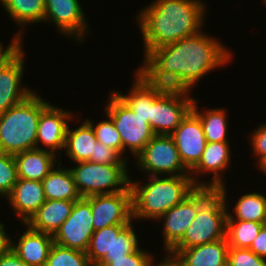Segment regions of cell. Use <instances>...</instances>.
Instances as JSON below:
<instances>
[{"mask_svg":"<svg viewBox=\"0 0 266 266\" xmlns=\"http://www.w3.org/2000/svg\"><path fill=\"white\" fill-rule=\"evenodd\" d=\"M229 50V51H228ZM232 51L199 31L151 50L137 70L149 83L190 92L210 71L229 63Z\"/></svg>","mask_w":266,"mask_h":266,"instance_id":"obj_1","label":"cell"},{"mask_svg":"<svg viewBox=\"0 0 266 266\" xmlns=\"http://www.w3.org/2000/svg\"><path fill=\"white\" fill-rule=\"evenodd\" d=\"M206 7L201 0H154L136 16L144 44V57L153 49L197 34Z\"/></svg>","mask_w":266,"mask_h":266,"instance_id":"obj_2","label":"cell"},{"mask_svg":"<svg viewBox=\"0 0 266 266\" xmlns=\"http://www.w3.org/2000/svg\"><path fill=\"white\" fill-rule=\"evenodd\" d=\"M147 178L149 182L143 183L144 185L130 178L133 221L147 218L159 221L165 212L182 202L197 188L190 175Z\"/></svg>","mask_w":266,"mask_h":266,"instance_id":"obj_3","label":"cell"},{"mask_svg":"<svg viewBox=\"0 0 266 266\" xmlns=\"http://www.w3.org/2000/svg\"><path fill=\"white\" fill-rule=\"evenodd\" d=\"M50 103L37 93L0 115V152L15 155L36 148L41 112Z\"/></svg>","mask_w":266,"mask_h":266,"instance_id":"obj_4","label":"cell"},{"mask_svg":"<svg viewBox=\"0 0 266 266\" xmlns=\"http://www.w3.org/2000/svg\"><path fill=\"white\" fill-rule=\"evenodd\" d=\"M226 192V185H222L201 205L181 241L173 249H189L226 238L229 210Z\"/></svg>","mask_w":266,"mask_h":266,"instance_id":"obj_5","label":"cell"},{"mask_svg":"<svg viewBox=\"0 0 266 266\" xmlns=\"http://www.w3.org/2000/svg\"><path fill=\"white\" fill-rule=\"evenodd\" d=\"M71 167L77 191L81 197L125 191L130 186L127 164L76 162Z\"/></svg>","mask_w":266,"mask_h":266,"instance_id":"obj_6","label":"cell"},{"mask_svg":"<svg viewBox=\"0 0 266 266\" xmlns=\"http://www.w3.org/2000/svg\"><path fill=\"white\" fill-rule=\"evenodd\" d=\"M108 104L104 108L122 141V157L128 148L135 158L143 151L146 144L155 136L150 124L134 111L114 91L110 93Z\"/></svg>","mask_w":266,"mask_h":266,"instance_id":"obj_7","label":"cell"},{"mask_svg":"<svg viewBox=\"0 0 266 266\" xmlns=\"http://www.w3.org/2000/svg\"><path fill=\"white\" fill-rule=\"evenodd\" d=\"M135 159L137 168L148 176L190 175L171 135H155Z\"/></svg>","mask_w":266,"mask_h":266,"instance_id":"obj_8","label":"cell"},{"mask_svg":"<svg viewBox=\"0 0 266 266\" xmlns=\"http://www.w3.org/2000/svg\"><path fill=\"white\" fill-rule=\"evenodd\" d=\"M215 188L197 187L182 202L165 212L159 219L164 221V250L167 254L181 241L187 228L198 214L201 205L216 191Z\"/></svg>","mask_w":266,"mask_h":266,"instance_id":"obj_9","label":"cell"},{"mask_svg":"<svg viewBox=\"0 0 266 266\" xmlns=\"http://www.w3.org/2000/svg\"><path fill=\"white\" fill-rule=\"evenodd\" d=\"M188 93L184 90L166 88L153 101L151 128L155 135H171L192 110L195 98Z\"/></svg>","mask_w":266,"mask_h":266,"instance_id":"obj_10","label":"cell"},{"mask_svg":"<svg viewBox=\"0 0 266 266\" xmlns=\"http://www.w3.org/2000/svg\"><path fill=\"white\" fill-rule=\"evenodd\" d=\"M94 231L91 203L81 197L74 202L70 216L53 235V240L58 245L86 252Z\"/></svg>","mask_w":266,"mask_h":266,"instance_id":"obj_11","label":"cell"},{"mask_svg":"<svg viewBox=\"0 0 266 266\" xmlns=\"http://www.w3.org/2000/svg\"><path fill=\"white\" fill-rule=\"evenodd\" d=\"M91 203L94 230L111 225H128L132 221V192L130 186L119 193L85 197Z\"/></svg>","mask_w":266,"mask_h":266,"instance_id":"obj_12","label":"cell"},{"mask_svg":"<svg viewBox=\"0 0 266 266\" xmlns=\"http://www.w3.org/2000/svg\"><path fill=\"white\" fill-rule=\"evenodd\" d=\"M24 51L20 48L0 65V115L23 102L34 93L22 84L24 76Z\"/></svg>","mask_w":266,"mask_h":266,"instance_id":"obj_13","label":"cell"},{"mask_svg":"<svg viewBox=\"0 0 266 266\" xmlns=\"http://www.w3.org/2000/svg\"><path fill=\"white\" fill-rule=\"evenodd\" d=\"M85 17L79 0H45L44 23H54L62 34L74 37L78 43L89 32Z\"/></svg>","mask_w":266,"mask_h":266,"instance_id":"obj_14","label":"cell"},{"mask_svg":"<svg viewBox=\"0 0 266 266\" xmlns=\"http://www.w3.org/2000/svg\"><path fill=\"white\" fill-rule=\"evenodd\" d=\"M171 136L182 163L191 171L200 161L207 144L200 119L190 111Z\"/></svg>","mask_w":266,"mask_h":266,"instance_id":"obj_15","label":"cell"},{"mask_svg":"<svg viewBox=\"0 0 266 266\" xmlns=\"http://www.w3.org/2000/svg\"><path fill=\"white\" fill-rule=\"evenodd\" d=\"M73 113L49 104L40 114L37 127L36 148L58 153L65 149L68 123L74 120ZM70 120V121H69ZM40 147H39V146ZM43 145L46 148H42Z\"/></svg>","mask_w":266,"mask_h":266,"instance_id":"obj_16","label":"cell"},{"mask_svg":"<svg viewBox=\"0 0 266 266\" xmlns=\"http://www.w3.org/2000/svg\"><path fill=\"white\" fill-rule=\"evenodd\" d=\"M230 143L229 142H207L202 157L198 164L190 171V176L197 187H209L218 189L225 184L222 176L224 171L230 167ZM202 173H213L211 181L199 182L198 175ZM192 174V175H191ZM194 174V176H193Z\"/></svg>","mask_w":266,"mask_h":266,"instance_id":"obj_17","label":"cell"},{"mask_svg":"<svg viewBox=\"0 0 266 266\" xmlns=\"http://www.w3.org/2000/svg\"><path fill=\"white\" fill-rule=\"evenodd\" d=\"M227 238L189 249H172L165 255L174 266H227Z\"/></svg>","mask_w":266,"mask_h":266,"instance_id":"obj_18","label":"cell"},{"mask_svg":"<svg viewBox=\"0 0 266 266\" xmlns=\"http://www.w3.org/2000/svg\"><path fill=\"white\" fill-rule=\"evenodd\" d=\"M14 213L26 224L45 203L42 181L18 178L10 194L6 197Z\"/></svg>","mask_w":266,"mask_h":266,"instance_id":"obj_19","label":"cell"},{"mask_svg":"<svg viewBox=\"0 0 266 266\" xmlns=\"http://www.w3.org/2000/svg\"><path fill=\"white\" fill-rule=\"evenodd\" d=\"M15 242L9 238V246L17 256L30 266H46L48 255L54 244L53 235L32 230L28 225Z\"/></svg>","mask_w":266,"mask_h":266,"instance_id":"obj_20","label":"cell"},{"mask_svg":"<svg viewBox=\"0 0 266 266\" xmlns=\"http://www.w3.org/2000/svg\"><path fill=\"white\" fill-rule=\"evenodd\" d=\"M14 156L18 178L42 181L56 166L57 158L46 149H31Z\"/></svg>","mask_w":266,"mask_h":266,"instance_id":"obj_21","label":"cell"},{"mask_svg":"<svg viewBox=\"0 0 266 266\" xmlns=\"http://www.w3.org/2000/svg\"><path fill=\"white\" fill-rule=\"evenodd\" d=\"M135 81L128 95L115 91L118 96L151 126V107L153 101L166 89V87L149 83L138 71L135 72Z\"/></svg>","mask_w":266,"mask_h":266,"instance_id":"obj_22","label":"cell"},{"mask_svg":"<svg viewBox=\"0 0 266 266\" xmlns=\"http://www.w3.org/2000/svg\"><path fill=\"white\" fill-rule=\"evenodd\" d=\"M75 201L46 200L26 223L32 230L54 235L70 216Z\"/></svg>","mask_w":266,"mask_h":266,"instance_id":"obj_23","label":"cell"},{"mask_svg":"<svg viewBox=\"0 0 266 266\" xmlns=\"http://www.w3.org/2000/svg\"><path fill=\"white\" fill-rule=\"evenodd\" d=\"M96 142L95 132L86 120L74 130L68 125L64 152L74 163L89 161Z\"/></svg>","mask_w":266,"mask_h":266,"instance_id":"obj_24","label":"cell"},{"mask_svg":"<svg viewBox=\"0 0 266 266\" xmlns=\"http://www.w3.org/2000/svg\"><path fill=\"white\" fill-rule=\"evenodd\" d=\"M58 166V167H57ZM42 180L46 200L77 201L81 198L69 168L58 165Z\"/></svg>","mask_w":266,"mask_h":266,"instance_id":"obj_25","label":"cell"},{"mask_svg":"<svg viewBox=\"0 0 266 266\" xmlns=\"http://www.w3.org/2000/svg\"><path fill=\"white\" fill-rule=\"evenodd\" d=\"M5 12L21 30L15 34L22 41V26L44 21L45 0H0ZM20 31V32H19Z\"/></svg>","mask_w":266,"mask_h":266,"instance_id":"obj_26","label":"cell"},{"mask_svg":"<svg viewBox=\"0 0 266 266\" xmlns=\"http://www.w3.org/2000/svg\"><path fill=\"white\" fill-rule=\"evenodd\" d=\"M198 101L194 99L192 104V112L200 119L206 142H229L227 139V115L225 109H207L199 111L197 107Z\"/></svg>","mask_w":266,"mask_h":266,"instance_id":"obj_27","label":"cell"},{"mask_svg":"<svg viewBox=\"0 0 266 266\" xmlns=\"http://www.w3.org/2000/svg\"><path fill=\"white\" fill-rule=\"evenodd\" d=\"M235 217L228 211L227 220L266 223V196L252 192L242 195L234 206Z\"/></svg>","mask_w":266,"mask_h":266,"instance_id":"obj_28","label":"cell"},{"mask_svg":"<svg viewBox=\"0 0 266 266\" xmlns=\"http://www.w3.org/2000/svg\"><path fill=\"white\" fill-rule=\"evenodd\" d=\"M127 225H111L94 231L87 248V256L90 264H98L106 254H112L113 237Z\"/></svg>","mask_w":266,"mask_h":266,"instance_id":"obj_29","label":"cell"},{"mask_svg":"<svg viewBox=\"0 0 266 266\" xmlns=\"http://www.w3.org/2000/svg\"><path fill=\"white\" fill-rule=\"evenodd\" d=\"M265 223L227 220L226 238L229 247L249 249Z\"/></svg>","mask_w":266,"mask_h":266,"instance_id":"obj_30","label":"cell"},{"mask_svg":"<svg viewBox=\"0 0 266 266\" xmlns=\"http://www.w3.org/2000/svg\"><path fill=\"white\" fill-rule=\"evenodd\" d=\"M133 226L130 222L118 236L113 237L112 254H106L98 264L106 266L112 259L123 258L139 248V240Z\"/></svg>","mask_w":266,"mask_h":266,"instance_id":"obj_31","label":"cell"},{"mask_svg":"<svg viewBox=\"0 0 266 266\" xmlns=\"http://www.w3.org/2000/svg\"><path fill=\"white\" fill-rule=\"evenodd\" d=\"M46 266H90L86 252L54 243L50 249Z\"/></svg>","mask_w":266,"mask_h":266,"instance_id":"obj_32","label":"cell"},{"mask_svg":"<svg viewBox=\"0 0 266 266\" xmlns=\"http://www.w3.org/2000/svg\"><path fill=\"white\" fill-rule=\"evenodd\" d=\"M108 120L99 121L94 125L92 120L86 121L92 126L97 141L101 142L106 147L116 150L122 156V141L119 132L109 116H106Z\"/></svg>","mask_w":266,"mask_h":266,"instance_id":"obj_33","label":"cell"},{"mask_svg":"<svg viewBox=\"0 0 266 266\" xmlns=\"http://www.w3.org/2000/svg\"><path fill=\"white\" fill-rule=\"evenodd\" d=\"M18 180L17 166L12 154L0 152V196L7 197Z\"/></svg>","mask_w":266,"mask_h":266,"instance_id":"obj_34","label":"cell"},{"mask_svg":"<svg viewBox=\"0 0 266 266\" xmlns=\"http://www.w3.org/2000/svg\"><path fill=\"white\" fill-rule=\"evenodd\" d=\"M227 266H266V259L249 249L229 247Z\"/></svg>","mask_w":266,"mask_h":266,"instance_id":"obj_35","label":"cell"},{"mask_svg":"<svg viewBox=\"0 0 266 266\" xmlns=\"http://www.w3.org/2000/svg\"><path fill=\"white\" fill-rule=\"evenodd\" d=\"M153 257L139 247L135 252L124 255L123 258L112 259L106 266H157L153 262L155 261Z\"/></svg>","mask_w":266,"mask_h":266,"instance_id":"obj_36","label":"cell"},{"mask_svg":"<svg viewBox=\"0 0 266 266\" xmlns=\"http://www.w3.org/2000/svg\"><path fill=\"white\" fill-rule=\"evenodd\" d=\"M126 159L127 156L122 158L116 150L106 147L101 142L97 141L95 143L94 153L91 155L89 161L100 164H129Z\"/></svg>","mask_w":266,"mask_h":266,"instance_id":"obj_37","label":"cell"},{"mask_svg":"<svg viewBox=\"0 0 266 266\" xmlns=\"http://www.w3.org/2000/svg\"><path fill=\"white\" fill-rule=\"evenodd\" d=\"M258 126L254 132H251L252 134L250 133L251 137L249 138L254 152L253 155L256 154L259 160L257 165L266 158V123L264 122Z\"/></svg>","mask_w":266,"mask_h":266,"instance_id":"obj_38","label":"cell"},{"mask_svg":"<svg viewBox=\"0 0 266 266\" xmlns=\"http://www.w3.org/2000/svg\"><path fill=\"white\" fill-rule=\"evenodd\" d=\"M249 250L259 257L266 259V224L262 226L258 236L250 245Z\"/></svg>","mask_w":266,"mask_h":266,"instance_id":"obj_39","label":"cell"},{"mask_svg":"<svg viewBox=\"0 0 266 266\" xmlns=\"http://www.w3.org/2000/svg\"><path fill=\"white\" fill-rule=\"evenodd\" d=\"M0 266H30L21 260L17 254L8 246L0 253Z\"/></svg>","mask_w":266,"mask_h":266,"instance_id":"obj_40","label":"cell"},{"mask_svg":"<svg viewBox=\"0 0 266 266\" xmlns=\"http://www.w3.org/2000/svg\"><path fill=\"white\" fill-rule=\"evenodd\" d=\"M11 40L12 42L5 48L0 42V65L10 58L20 48L23 42L16 35Z\"/></svg>","mask_w":266,"mask_h":266,"instance_id":"obj_41","label":"cell"},{"mask_svg":"<svg viewBox=\"0 0 266 266\" xmlns=\"http://www.w3.org/2000/svg\"><path fill=\"white\" fill-rule=\"evenodd\" d=\"M4 227V224L0 222V253L9 246L10 236L7 235Z\"/></svg>","mask_w":266,"mask_h":266,"instance_id":"obj_42","label":"cell"},{"mask_svg":"<svg viewBox=\"0 0 266 266\" xmlns=\"http://www.w3.org/2000/svg\"><path fill=\"white\" fill-rule=\"evenodd\" d=\"M264 174H266V158L263 159L257 166Z\"/></svg>","mask_w":266,"mask_h":266,"instance_id":"obj_43","label":"cell"},{"mask_svg":"<svg viewBox=\"0 0 266 266\" xmlns=\"http://www.w3.org/2000/svg\"><path fill=\"white\" fill-rule=\"evenodd\" d=\"M157 266H174L169 260L165 259L162 260L160 263H157Z\"/></svg>","mask_w":266,"mask_h":266,"instance_id":"obj_44","label":"cell"},{"mask_svg":"<svg viewBox=\"0 0 266 266\" xmlns=\"http://www.w3.org/2000/svg\"><path fill=\"white\" fill-rule=\"evenodd\" d=\"M90 266H102L100 264H90Z\"/></svg>","mask_w":266,"mask_h":266,"instance_id":"obj_45","label":"cell"}]
</instances>
